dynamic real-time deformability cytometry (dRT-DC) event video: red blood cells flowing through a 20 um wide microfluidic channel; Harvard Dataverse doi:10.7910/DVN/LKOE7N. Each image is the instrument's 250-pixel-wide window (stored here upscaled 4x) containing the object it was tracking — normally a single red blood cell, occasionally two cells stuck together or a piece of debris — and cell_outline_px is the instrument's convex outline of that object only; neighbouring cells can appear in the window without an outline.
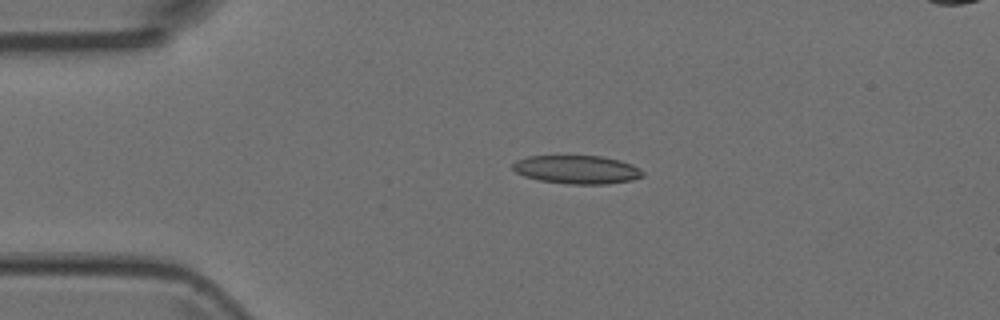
{"species": "Egyptian fruit bat (a non-hibernating species)", "species_latin": "Rousettus aegyptiacus", "temperature_condition": "room temperature", "stored_images_in_passage": 4, "camera_frame_rate_fps": 3000, "um_per_image_px": 0.085, "animal": {"sex": "female"}, "frame": {"image": 1, "passage_image": 3, "time_ms": 0.667, "image_size_px": [1000, 320], "cell_outline_px": [[644, 176], [632, 180], [604, 184], [568, 184], [540, 180], [524, 176], [516, 172], [512, 168], [512, 164], [516, 160], [528, 156], [600, 156], [620, 160], [632, 164], [644, 172]], "centroid_in_image_um": [49.04, 14.41], "position_along_channel_um": 36.0, "area_um2": 21.5}}